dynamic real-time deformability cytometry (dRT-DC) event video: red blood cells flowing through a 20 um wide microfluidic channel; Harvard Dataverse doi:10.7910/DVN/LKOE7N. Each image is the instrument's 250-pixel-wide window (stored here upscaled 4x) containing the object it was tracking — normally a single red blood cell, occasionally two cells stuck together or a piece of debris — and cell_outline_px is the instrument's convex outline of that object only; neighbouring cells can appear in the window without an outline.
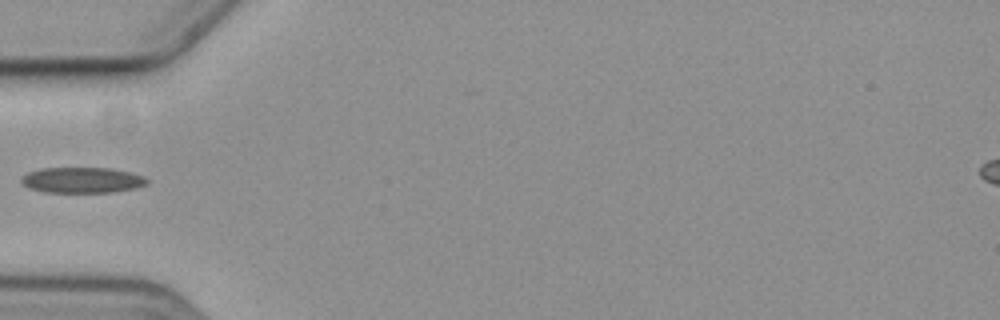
{"species": "common noctule bat (a hibernating species)", "species_latin": "Nyctalus noctula", "temperature_condition": "cold", "stored_images_in_passage": 3, "camera_frame_rate_fps": 3000, "um_per_image_px": 0.085, "animal": {"sex": "female", "body_mass_g": 19.3, "forearm_length_mm": 54.1}, "frame": {"image": 1, "passage_image": 2, "time_ms": 1.333, "image_size_px": [1000, 320], "cell_outline_px": [[148, 184], [136, 188], [112, 192], [44, 192], [28, 188], [20, 180], [28, 172], [40, 168], [108, 168], [128, 172], [144, 176], [148, 180]], "centroid_in_image_um": [6.98, 15.31], "position_along_channel_um": 78.0, "area_um2": 18.73}}
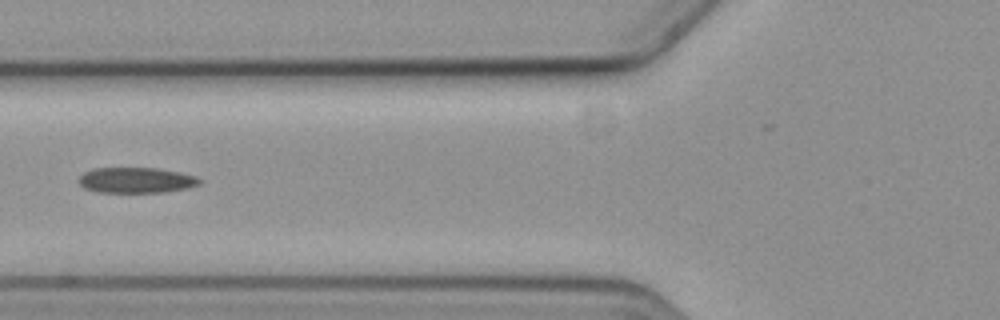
{"frame": {"image": 2, "passage_image": 3, "time_ms": 2.333, "image_size_px": [1000, 320], "cell_outline_px": [[204, 180], [200, 184], [188, 188], [164, 192], [100, 192], [84, 188], [80, 184], [80, 176], [84, 172], [92, 168], [156, 168], [180, 172], [196, 176]], "centroid_in_image_um": [11.62, 15.31], "position_along_channel_um": 114.2, "area_um2": 18.03}}